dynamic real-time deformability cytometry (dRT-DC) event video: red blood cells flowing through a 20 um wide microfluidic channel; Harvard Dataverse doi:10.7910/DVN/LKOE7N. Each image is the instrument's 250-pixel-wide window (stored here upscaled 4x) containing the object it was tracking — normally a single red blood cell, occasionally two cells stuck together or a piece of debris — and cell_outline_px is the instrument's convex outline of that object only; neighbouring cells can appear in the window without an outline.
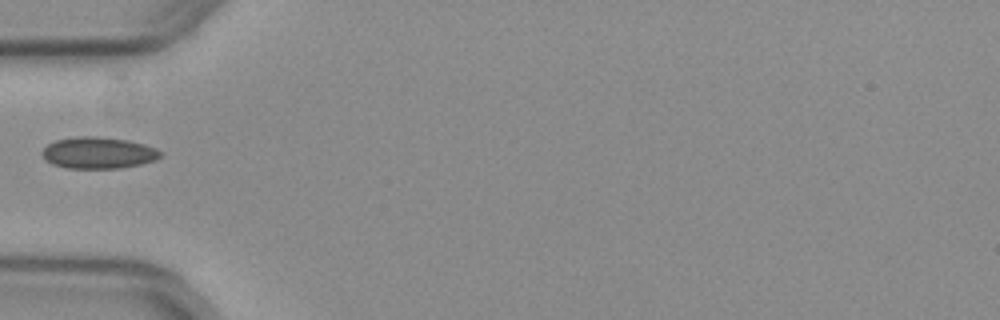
{"species": "common noctule bat (a hibernating species)", "species_latin": "Nyctalus noctula", "temperature_condition": "warm", "stored_images_in_passage": 35, "camera_frame_rate_fps": 3000, "um_per_image_px": 0.085, "animal": {"sex": "female", "body_mass_g": 29.2, "forearm_length_mm": 56.3}, "frame": {"image": 1, "passage_image": 1, "time_ms": 0.0, "image_size_px": [1000, 320], "cell_outline_px": [[164, 152], [156, 160], [140, 164], [120, 168], [68, 168], [52, 164], [40, 152], [48, 144], [56, 140], [76, 136], [96, 136], [128, 140], [144, 144], [156, 148]], "centroid_in_image_um": [8.38, 12.98], "position_along_channel_um": 76.6, "area_um2": 21.73}}
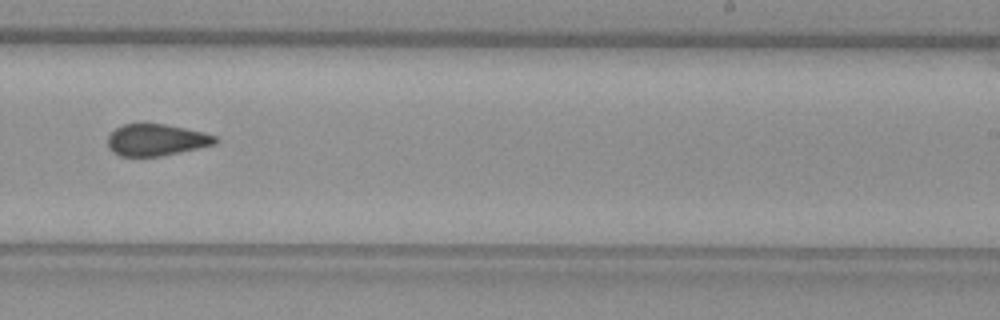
{"frame": {"image": 2, "passage_image": 16, "time_ms": 5.0, "image_size_px": [1000, 320], "cell_outline_px": [[220, 140], [216, 144], [180, 152], [160, 156], [120, 156], [112, 152], [108, 148], [108, 136], [116, 128], [124, 124], [164, 124], [204, 132], [216, 136]], "centroid_in_image_um": [13.3, 11.9], "position_along_channel_um": 275.7, "area_um2": 19.83}}
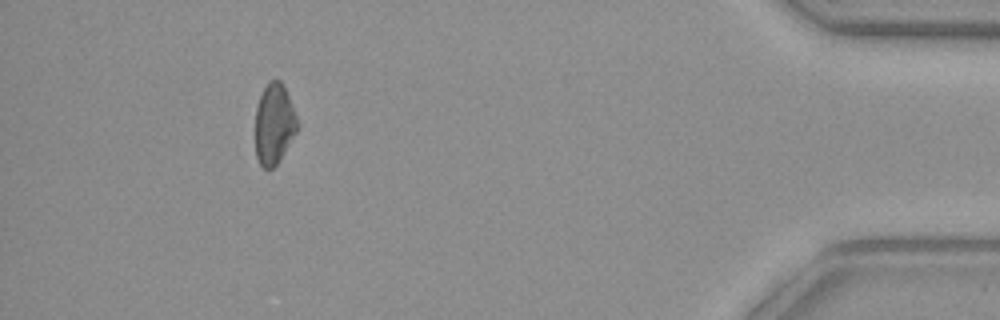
{"frame": {"image": 3, "passage_image": 31, "time_ms": 10.0, "image_size_px": [1000, 320], "cell_outline_px": [[296, 132], [280, 160], [272, 168], [264, 168], [260, 164], [256, 156], [256, 104], [268, 80], [280, 80], [284, 84], [296, 116]], "centroid_in_image_um": [23.28, 10.51], "position_along_channel_um": 411.9, "area_um2": 19.54}}